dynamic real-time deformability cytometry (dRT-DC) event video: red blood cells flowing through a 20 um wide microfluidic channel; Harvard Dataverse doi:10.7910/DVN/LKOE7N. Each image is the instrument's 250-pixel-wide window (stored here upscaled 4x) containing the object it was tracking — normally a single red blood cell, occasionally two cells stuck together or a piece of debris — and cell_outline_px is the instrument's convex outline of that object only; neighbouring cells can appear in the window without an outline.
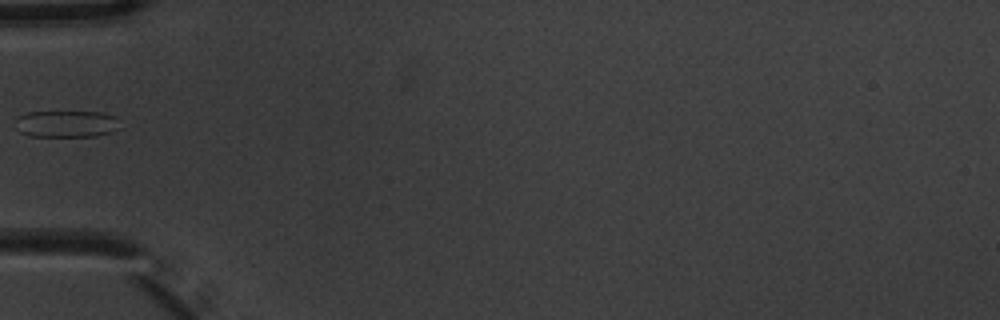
{"species": "common noctule bat (a hibernating species)", "species_latin": "Nyctalus noctula", "temperature_condition": "warm", "stored_images_in_passage": 6, "camera_frame_rate_fps": 3000, "um_per_image_px": 0.085, "animal": {"sex": "male", "body_mass_g": 20.1, "forearm_length_mm": 53.5}, "frame": {"image": 1, "passage_image": 6, "time_ms": 1.667, "image_size_px": [1000, 320], "cell_outline_px": [[124, 128], [112, 132], [96, 136], [28, 136], [20, 132], [16, 128], [12, 120], [16, 116], [28, 112], [100, 112], [116, 116]], "centroid_in_image_um": [5.65, 10.53], "position_along_channel_um": 79.3, "area_um2": 16.88}}